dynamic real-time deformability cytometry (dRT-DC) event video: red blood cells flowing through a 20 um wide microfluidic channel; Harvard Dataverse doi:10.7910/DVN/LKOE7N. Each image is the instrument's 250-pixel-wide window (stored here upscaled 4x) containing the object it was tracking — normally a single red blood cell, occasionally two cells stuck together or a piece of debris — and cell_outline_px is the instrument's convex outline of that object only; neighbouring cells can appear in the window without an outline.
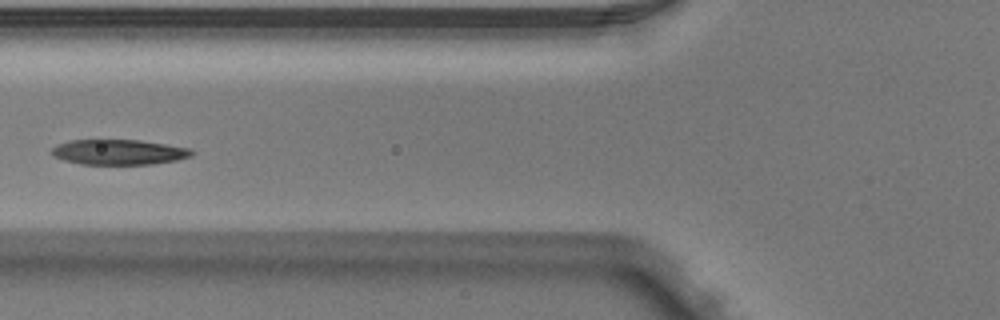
{"species": "Egyptian fruit bat (a non-hibernating species)", "species_latin": "Rousettus aegyptiacus", "temperature_condition": "warm", "stored_images_in_passage": 6, "camera_frame_rate_fps": 3000, "um_per_image_px": 0.085, "animal": {"sex": "male"}, "frame": {"image": 1, "passage_image": 5, "time_ms": 1.333, "image_size_px": [1000, 320], "cell_outline_px": [[192, 156], [176, 160], [152, 164], [80, 164], [64, 160], [52, 156], [48, 152], [56, 144], [68, 140], [140, 140], [188, 148], [192, 152]], "centroid_in_image_um": [10.0, 12.93], "position_along_channel_um": 115.8, "area_um2": 20.58}}